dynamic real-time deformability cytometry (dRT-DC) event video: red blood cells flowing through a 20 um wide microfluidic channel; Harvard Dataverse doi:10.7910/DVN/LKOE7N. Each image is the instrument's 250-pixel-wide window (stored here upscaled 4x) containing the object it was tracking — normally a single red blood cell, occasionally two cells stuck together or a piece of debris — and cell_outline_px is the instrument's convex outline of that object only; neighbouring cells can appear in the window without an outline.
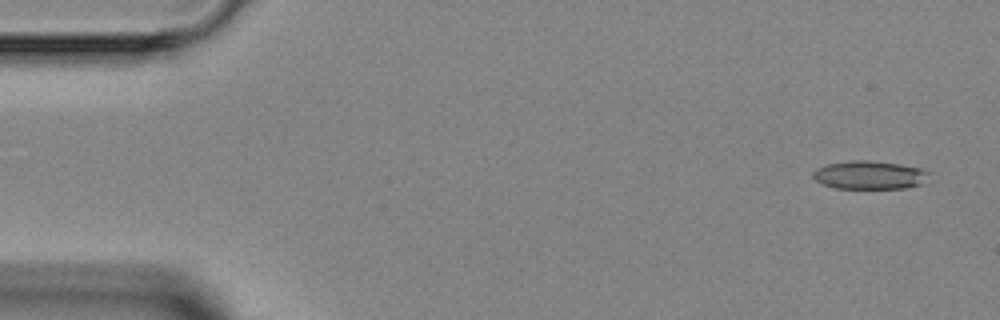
{"species": "Egyptian fruit bat (a non-hibernating species)", "species_latin": "Rousettus aegyptiacus", "temperature_condition": "room temperature", "stored_images_in_passage": 4, "segment_of_instrument_passage": [1, 2], "camera_frame_rate_fps": 3000, "um_per_image_px": 0.085, "animal": {"sex": "female"}, "frame": {"image": 1, "passage_image": 1, "time_ms": 0.0, "image_size_px": [1000, 320], "cell_outline_px": [[932, 172], [920, 184], [908, 188], [836, 188], [820, 184], [812, 176], [812, 172], [816, 168], [824, 164], [848, 160], [868, 160], [900, 164], [924, 168]], "centroid_in_image_um": [73.89, 14.86], "position_along_channel_um": 11.1, "area_um2": 19.48}}
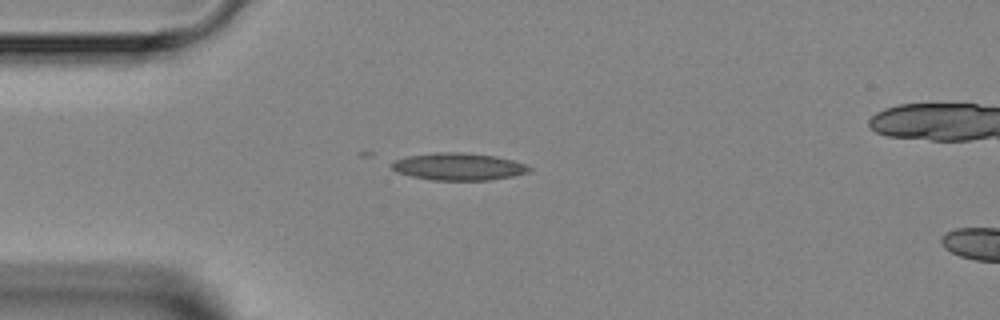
{"frame": {"image": 2, "passage_image": 3, "time_ms": 3.333, "image_size_px": [1000, 320], "cell_outline_px": [[532, 168], [528, 172], [512, 176], [488, 180], [432, 180], [412, 176], [396, 172], [392, 168], [392, 164], [396, 160], [404, 156], [432, 152], [464, 152], [496, 156], [512, 160], [524, 164]], "centroid_in_image_um": [38.94, 14.15], "position_along_channel_um": 46.1, "area_um2": 21.85}}